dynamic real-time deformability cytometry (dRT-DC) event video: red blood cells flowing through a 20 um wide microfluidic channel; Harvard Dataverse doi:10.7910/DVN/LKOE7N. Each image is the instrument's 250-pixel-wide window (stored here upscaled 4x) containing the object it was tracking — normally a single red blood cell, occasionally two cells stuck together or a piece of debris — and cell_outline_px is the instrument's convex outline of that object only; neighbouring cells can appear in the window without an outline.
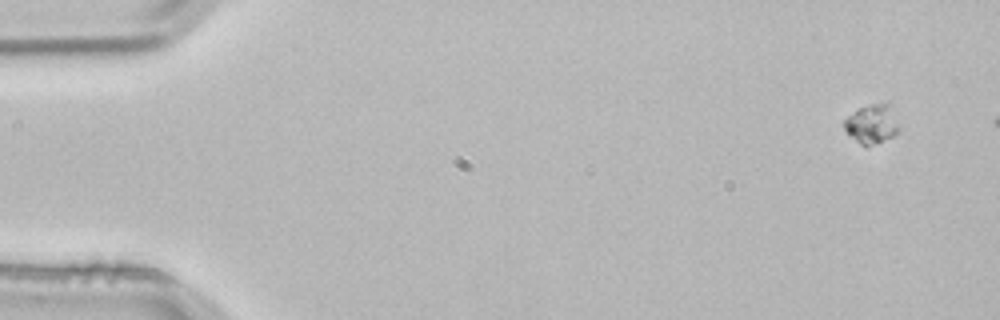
{"species": "common noctule bat (a hibernating species)", "species_latin": "Nyctalus noctula", "temperature_condition": "room temperature", "stored_images_in_passage": 3, "camera_frame_rate_fps": 3000, "um_per_image_px": 0.085, "animal": {"sex": "male", "body_mass_g": 21.5, "forearm_length_mm": 52.0}, "frame": {"image": 1, "passage_image": 1, "time_ms": 0.0, "image_size_px": [1000, 320], "cell_outline_px": [[900, 128], [892, 136], [868, 148], [864, 148], [844, 128], [844, 120], [848, 116], [860, 108], [872, 104], [888, 104]], "centroid_in_image_um": [74.09, 10.59], "position_along_channel_um": 10.9, "area_um2": 12.08}}